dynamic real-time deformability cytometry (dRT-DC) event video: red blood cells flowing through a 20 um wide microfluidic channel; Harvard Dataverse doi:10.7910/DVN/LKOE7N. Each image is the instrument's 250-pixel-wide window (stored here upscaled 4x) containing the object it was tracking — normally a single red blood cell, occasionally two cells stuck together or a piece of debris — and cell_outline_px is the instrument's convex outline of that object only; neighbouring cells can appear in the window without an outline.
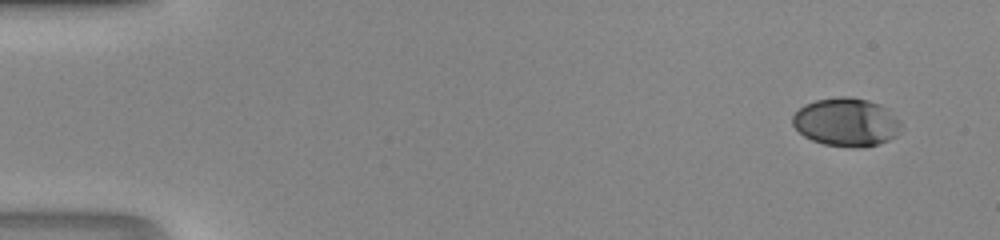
{"species": "human", "species_latin": "Homo sapiens", "temperature_condition": "room temperature", "stored_images_in_passage": 46, "camera_frame_rate_fps": 3000, "um_per_image_px": 0.085, "donor": {"sex": "male"}, "frame": {"image": 1, "passage_image": 1, "time_ms": 0.0, "image_size_px": [1000, 240], "cell_outline_px": [[904, 124], [896, 136], [888, 140], [876, 144], [824, 144], [812, 140], [804, 136], [792, 124], [792, 116], [804, 104], [816, 100], [840, 96], [848, 96], [868, 100], [880, 104], [900, 120]], "centroid_in_image_um": [71.93, 10.33], "position_along_channel_um": 13.1, "area_um2": 29.82}}
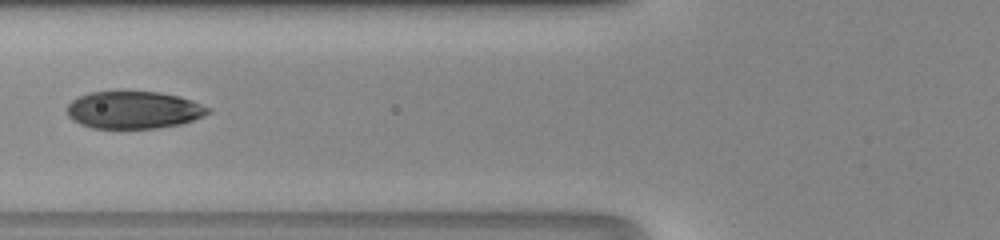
{"frame": {"image": 2, "passage_image": 18, "time_ms": 5.667, "image_size_px": [1000, 240], "cell_outline_px": [[212, 112], [204, 116], [180, 124], [156, 128], [92, 128], [80, 124], [72, 120], [68, 116], [68, 104], [72, 100], [88, 92], [160, 92], [180, 96], [192, 100], [212, 108]], "centroid_in_image_um": [11.4, 9.35], "position_along_channel_um": 114.4, "area_um2": 30.81}}
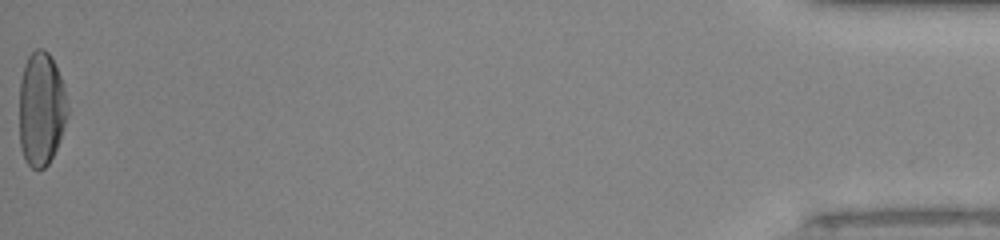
{"frame": {"image": 3, "passage_image": 46, "time_ms": 15.0, "image_size_px": [1000, 240], "cell_outline_px": [[68, 112], [60, 140], [48, 164], [44, 168], [32, 168], [24, 160], [20, 148], [20, 80], [24, 64], [28, 56], [36, 48], [44, 48], [48, 52], [64, 84], [68, 108]], "centroid_in_image_um": [3.5, 9.25], "position_along_channel_um": 431.7, "area_um2": 32.08}}